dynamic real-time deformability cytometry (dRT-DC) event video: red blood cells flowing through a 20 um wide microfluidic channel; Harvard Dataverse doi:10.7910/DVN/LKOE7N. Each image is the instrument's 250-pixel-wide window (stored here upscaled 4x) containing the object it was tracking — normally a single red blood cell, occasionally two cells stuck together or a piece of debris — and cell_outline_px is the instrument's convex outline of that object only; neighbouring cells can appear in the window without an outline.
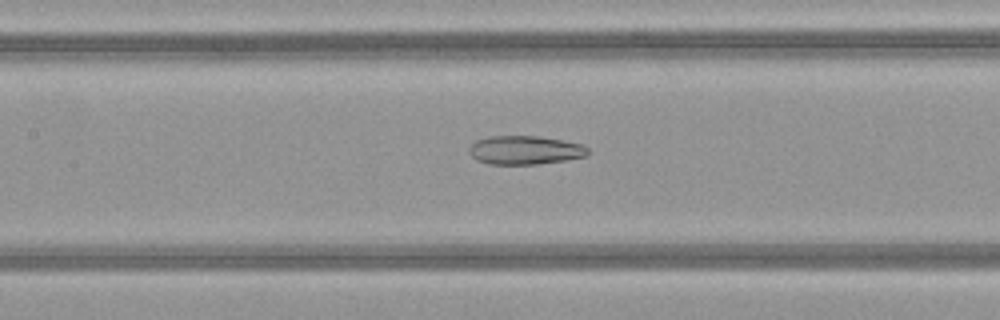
{"species": "common noctule bat (a hibernating species)", "species_latin": "Nyctalus noctula", "temperature_condition": "warm", "stored_images_in_passage": 48, "camera_frame_rate_fps": 3000, "um_per_image_px": 0.085, "animal": {"sex": "female", "body_mass_g": 21.9}, "frame": {"image": 1, "passage_image": 22, "time_ms": 7.0, "image_size_px": [1000, 320], "cell_outline_px": [[588, 156], [568, 160], [536, 164], [488, 164], [476, 160], [468, 152], [468, 148], [476, 140], [488, 136], [540, 136], [584, 144], [588, 148]], "centroid_in_image_um": [44.63, 12.76], "position_along_channel_um": 162.8, "area_um2": 20.11}}
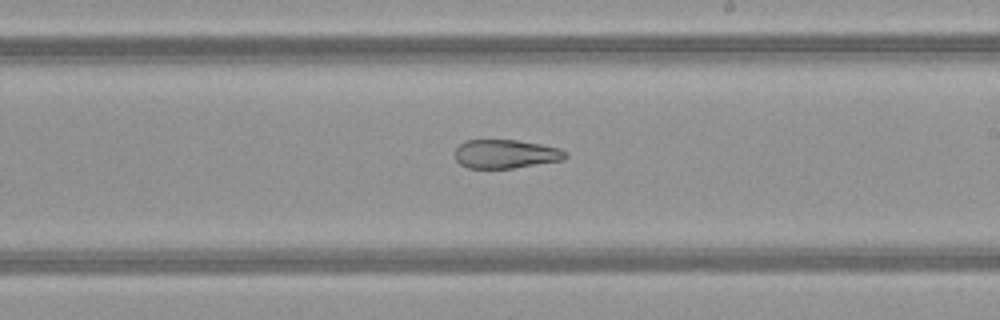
{"frame": {"image": 2, "passage_image": 28, "time_ms": 9.0, "image_size_px": [1000, 320], "cell_outline_px": [[568, 156], [564, 160], [512, 168], [468, 168], [460, 164], [456, 160], [456, 148], [460, 144], [468, 140], [516, 140], [540, 144], [560, 148], [568, 152]], "centroid_in_image_um": [43.02, 13.09], "position_along_channel_um": 246.0, "area_um2": 18.5}}
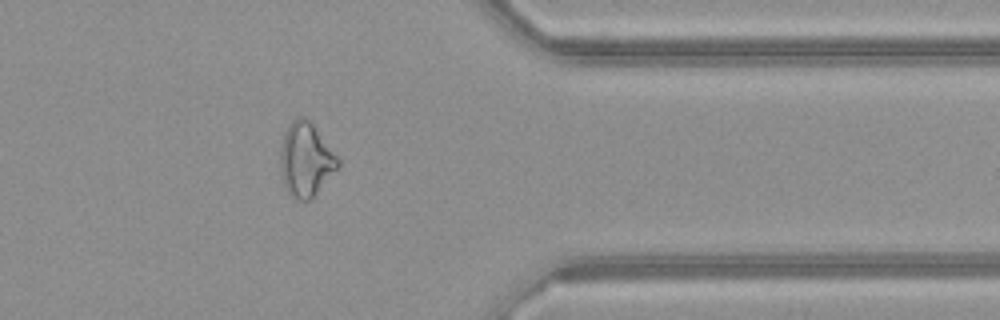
{"frame": {"image": 3, "passage_image": 39, "time_ms": 12.667, "image_size_px": [1000, 320], "cell_outline_px": [[340, 168], [312, 200], [300, 200], [292, 196], [288, 192], [284, 184], [280, 168], [280, 148], [284, 132], [288, 124], [292, 120], [300, 116], [304, 116], [312, 120], [340, 160]], "centroid_in_image_um": [26.03, 13.55], "position_along_channel_um": 385.4, "area_um2": 25.55}, "authors_computed_cell_mechanics": {"area_um2": 25.6632, "velocity_mm_per_s": 4.1857, "shape_relaxation_time_tau1_ms": null, "shape_relaxation_time_tau2_ms": 3.8386, "deformation_change_tau1": null, "deformation_change_tau2": 0.1261}}